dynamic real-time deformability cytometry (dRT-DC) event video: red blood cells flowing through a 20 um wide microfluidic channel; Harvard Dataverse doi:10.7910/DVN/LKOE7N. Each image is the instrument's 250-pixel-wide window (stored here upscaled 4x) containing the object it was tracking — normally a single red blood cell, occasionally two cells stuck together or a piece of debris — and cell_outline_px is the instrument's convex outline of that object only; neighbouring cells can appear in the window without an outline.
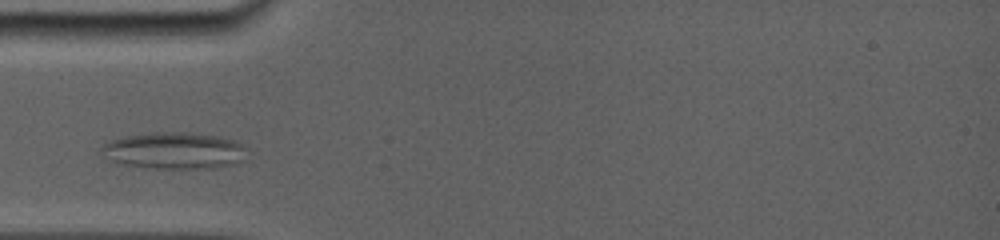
{"species": "common noctule bat (a hibernating species)", "species_latin": "Nyctalus noctula", "temperature_condition": "room temperature", "stored_images_in_passage": 15, "segment_of_instrument_passage": [1, 2], "camera_frame_rate_fps": 5000, "um_per_image_px": 0.085, "animal": {"sex": "female", "body_mass_g": 19.0, "forearm_length_mm": 56.7}, "frame": {"image": 1, "passage_image": 1, "time_ms": 0.0, "image_size_px": [1000, 240], "cell_outline_px": [[248, 148], [244, 160], [232, 164], [216, 168], [156, 168], [116, 164], [100, 148], [104, 144], [112, 140], [124, 136], [152, 132], [184, 132], [220, 136], [232, 140]], "centroid_in_image_um": [14.85, 12.8], "position_along_channel_um": 70.2, "area_um2": 31.04}}
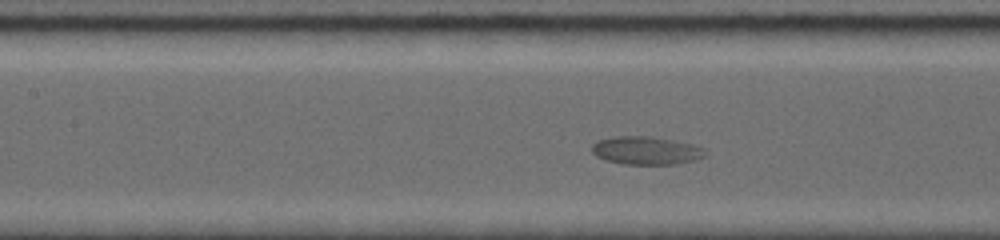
{"frame": {"image": 2, "passage_image": 4, "time_ms": 1.2, "image_size_px": [1000, 240], "cell_outline_px": [[708, 152], [704, 156], [692, 160], [676, 164], [620, 164], [596, 156], [592, 152], [592, 144], [596, 140], [616, 136], [648, 136], [672, 140], [704, 148]], "centroid_in_image_um": [54.87, 12.79], "position_along_channel_um": 152.5, "area_um2": 18.38}}
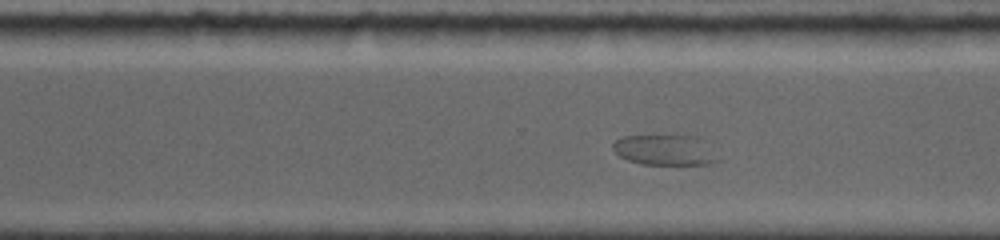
{"frame": {"image": 3, "passage_image": 13, "time_ms": 5.6, "image_size_px": [1000, 240], "cell_outline_px": [[720, 160], [708, 164], [640, 164], [628, 160], [620, 156], [612, 148], [612, 144], [616, 140], [624, 136], [676, 132], [684, 132], [696, 136]], "centroid_in_image_um": [56.47, 12.68], "position_along_channel_um": 314.1, "area_um2": 19.25}}